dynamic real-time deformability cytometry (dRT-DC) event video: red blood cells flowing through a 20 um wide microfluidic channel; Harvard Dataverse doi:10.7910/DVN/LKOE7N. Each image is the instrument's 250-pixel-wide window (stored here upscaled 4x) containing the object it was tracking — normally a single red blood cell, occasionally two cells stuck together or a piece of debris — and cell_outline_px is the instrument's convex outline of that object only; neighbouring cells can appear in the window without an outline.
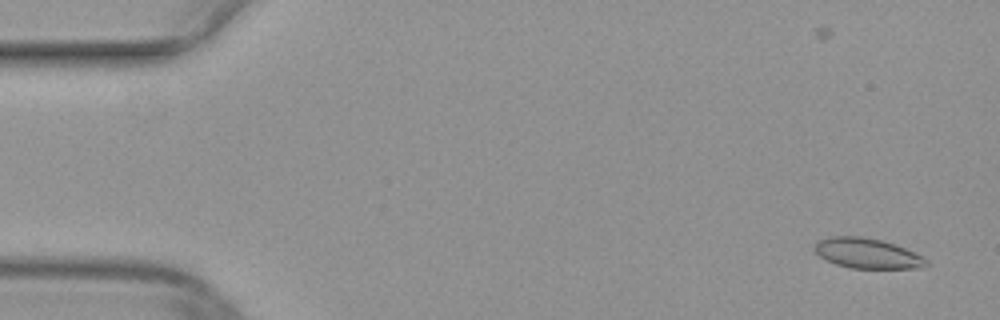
{"species": "common noctule bat (a hibernating species)", "species_latin": "Nyctalus noctula", "temperature_condition": "warm", "stored_images_in_passage": 51, "segment_of_instrument_passage": [1, 2], "camera_frame_rate_fps": 3000, "um_per_image_px": 0.085, "animal": {"sex": "female", "body_mass_g": 29.2, "forearm_length_mm": 56.3}, "frame": {"image": 1, "passage_image": 2, "time_ms": 0.333, "image_size_px": [1000, 320], "cell_outline_px": [[928, 264], [920, 268], [848, 268], [836, 264], [820, 256], [812, 248], [812, 244], [816, 240], [828, 236], [860, 236], [880, 240], [896, 244], [928, 260]], "centroid_in_image_um": [73.64, 21.52], "position_along_channel_um": 11.4, "area_um2": 19.65}}
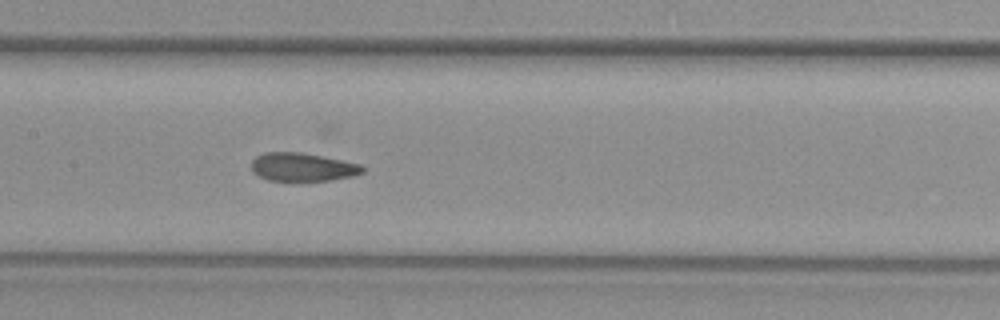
{"frame": {"image": 2, "passage_image": 24, "time_ms": 7.667, "image_size_px": [1000, 320], "cell_outline_px": [[364, 172], [352, 176], [332, 180], [268, 180], [252, 172], [252, 160], [256, 156], [264, 152], [300, 152], [360, 164], [364, 168]], "centroid_in_image_um": [25.69, 14.19], "position_along_channel_um": 181.7, "area_um2": 18.09}}
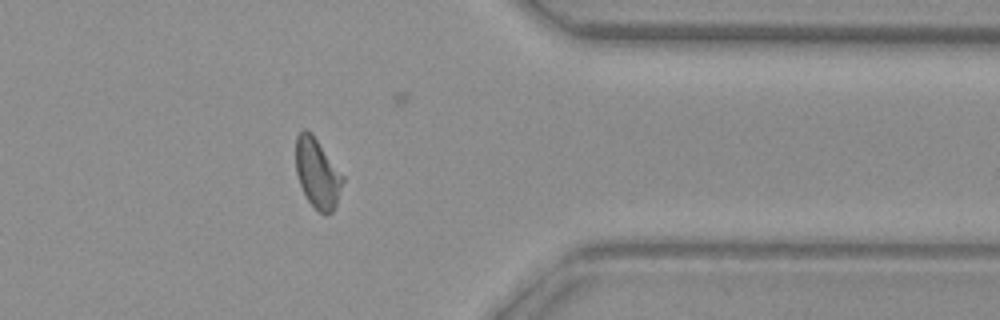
{"frame": {"image": 3, "passage_image": 40, "time_ms": 13.0, "image_size_px": [1000, 320], "cell_outline_px": [[344, 180], [336, 204], [332, 212], [320, 212], [308, 200], [300, 184], [296, 172], [296, 136], [304, 128], [312, 132], [344, 176]], "centroid_in_image_um": [26.98, 14.67], "position_along_channel_um": 384.4, "area_um2": 18.84}}